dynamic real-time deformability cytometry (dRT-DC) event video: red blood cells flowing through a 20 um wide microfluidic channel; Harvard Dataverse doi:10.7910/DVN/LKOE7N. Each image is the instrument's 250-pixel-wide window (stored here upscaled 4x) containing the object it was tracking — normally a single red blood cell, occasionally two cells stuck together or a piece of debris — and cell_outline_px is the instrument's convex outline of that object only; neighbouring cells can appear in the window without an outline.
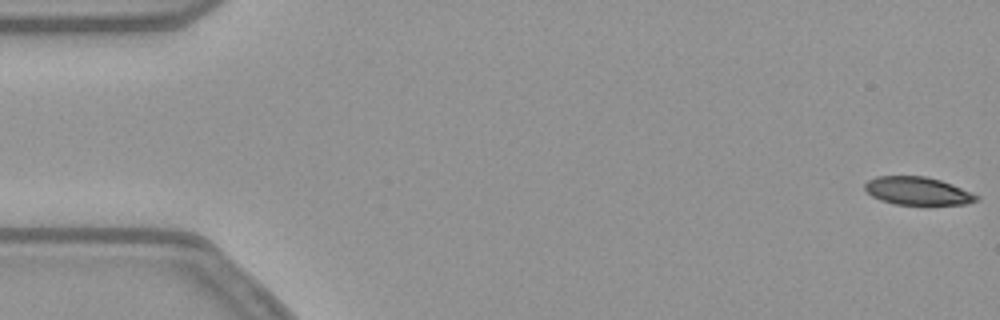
{"species": "common noctule bat (a hibernating species)", "species_latin": "Nyctalus noctula", "temperature_condition": "warm", "stored_images_in_passage": 54, "camera_frame_rate_fps": 3000, "um_per_image_px": 0.085, "animal": {"sex": "female", "body_mass_g": 21.9}, "frame": {"image": 1, "passage_image": 1, "time_ms": 0.0, "image_size_px": [1000, 320], "cell_outline_px": [[980, 200], [964, 204], [892, 204], [880, 200], [872, 196], [864, 188], [864, 184], [868, 180], [876, 176], [924, 176], [940, 180], [952, 184], [980, 196]], "centroid_in_image_um": [77.99, 16.23], "position_along_channel_um": 7.0, "area_um2": 18.15}}
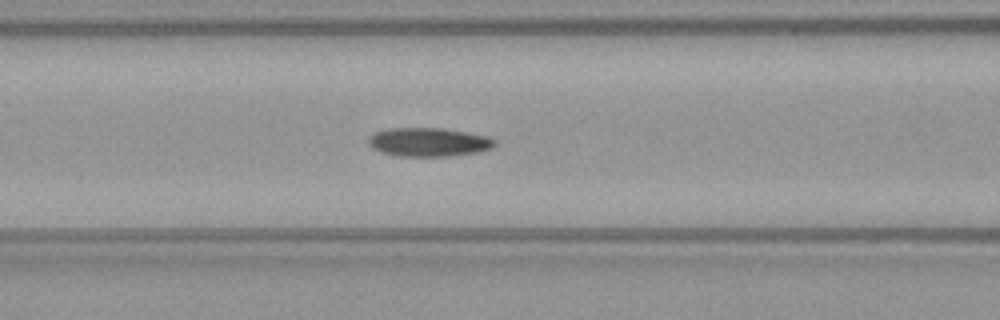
{"frame": {"image": 2, "passage_image": 22, "time_ms": 7.0, "image_size_px": [1000, 320], "cell_outline_px": [[496, 144], [492, 148], [476, 152], [452, 156], [400, 156], [380, 152], [372, 148], [368, 144], [368, 140], [376, 132], [388, 128], [444, 128], [488, 136], [496, 140]], "centroid_in_image_um": [36.45, 12.08], "position_along_channel_um": 130.1, "area_um2": 21.15}}
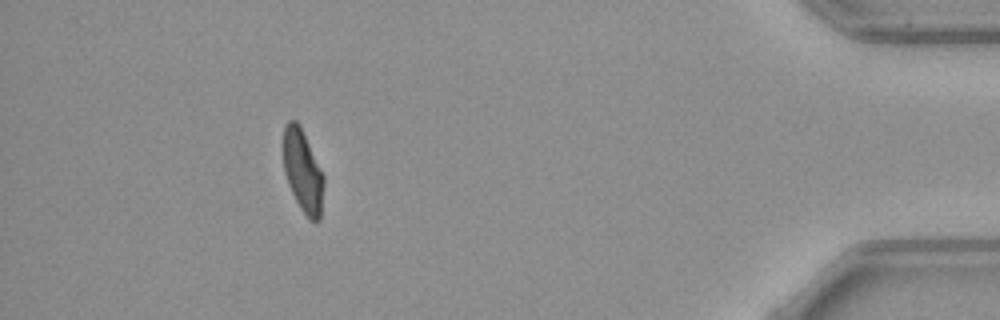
{"frame": {"image": 3, "passage_image": 49, "time_ms": 16.0, "image_size_px": [1000, 320], "cell_outline_px": [[324, 184], [320, 220], [312, 220], [300, 208], [288, 184], [284, 172], [284, 128], [288, 120], [296, 120], [300, 124], [324, 176]], "centroid_in_image_um": [25.74, 14.52], "position_along_channel_um": 409.5, "area_um2": 19.19}, "authors_computed_cell_mechanics": {"area_um2": 20.808, "velocity_mm_per_s": 3.7991, "shape_relaxation_time_tau1_ms": 3.7544, "shape_relaxation_time_tau2_ms": 2.617, "deformation_change_tau1": 0.1589, "deformation_change_tau2": 0.0918}}